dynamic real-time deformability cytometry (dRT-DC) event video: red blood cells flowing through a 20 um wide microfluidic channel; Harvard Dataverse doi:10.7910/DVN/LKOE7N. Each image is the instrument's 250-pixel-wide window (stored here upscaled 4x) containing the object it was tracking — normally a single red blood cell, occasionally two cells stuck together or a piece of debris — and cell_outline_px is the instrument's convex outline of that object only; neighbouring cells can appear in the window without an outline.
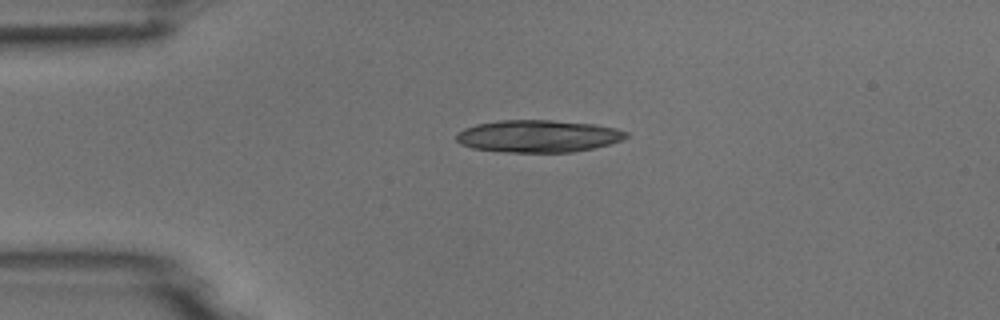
{"species": "common noctule bat (a hibernating species)", "species_latin": "Nyctalus noctula", "temperature_condition": "room temperature", "stored_images_in_passage": 2, "camera_frame_rate_fps": 3000, "um_per_image_px": 0.085, "animal": {"sex": "male", "body_mass_g": 18.8}, "frame": {"image": 1, "passage_image": 1, "time_ms": 0.0, "image_size_px": [1000, 320], "cell_outline_px": [[628, 136], [624, 140], [592, 148], [572, 152], [508, 152], [472, 148], [460, 144], [456, 140], [456, 132], [464, 128], [476, 124], [500, 120], [552, 120], [596, 124], [616, 128], [628, 132]], "centroid_in_image_um": [45.74, 11.56], "position_along_channel_um": 39.3, "area_um2": 32.08}}